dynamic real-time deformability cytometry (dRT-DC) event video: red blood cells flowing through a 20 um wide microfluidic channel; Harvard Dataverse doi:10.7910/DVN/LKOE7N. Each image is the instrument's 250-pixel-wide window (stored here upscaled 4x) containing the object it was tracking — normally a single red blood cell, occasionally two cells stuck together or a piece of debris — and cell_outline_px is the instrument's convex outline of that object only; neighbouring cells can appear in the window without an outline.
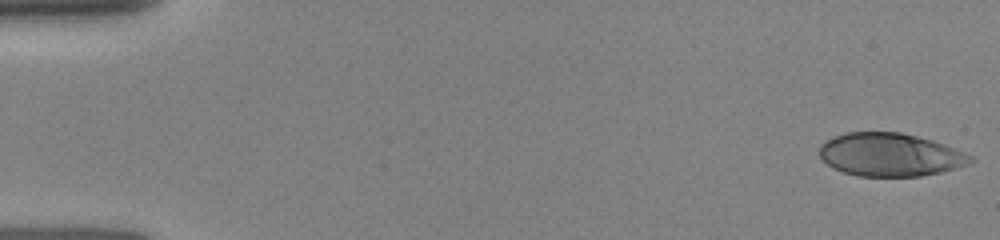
{"species": "human", "species_latin": "Homo sapiens", "temperature_condition": "room temperature", "stored_images_in_passage": 20, "camera_frame_rate_fps": 3000, "um_per_image_px": 0.085, "donor": {"sex": "female"}, "frame": {"image": 1, "passage_image": 1, "time_ms": 0.0, "image_size_px": [1000, 240], "cell_outline_px": [[976, 160], [940, 172], [920, 176], [856, 176], [832, 168], [820, 156], [820, 144], [836, 136], [848, 132], [900, 132], [932, 140], [944, 144], [964, 152], [972, 156]], "centroid_in_image_um": [75.64, 13.15], "position_along_channel_um": 9.4, "area_um2": 37.57}}
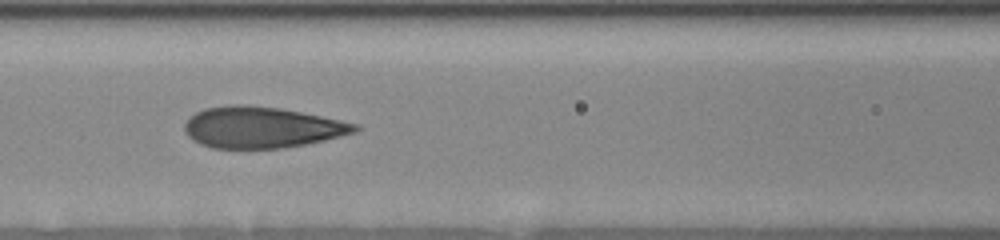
{"frame": {"image": 2, "passage_image": 12, "time_ms": 6.667, "image_size_px": [1000, 240], "cell_outline_px": [[360, 128], [356, 132], [324, 140], [304, 144], [280, 148], [212, 148], [200, 144], [192, 140], [188, 136], [184, 128], [184, 124], [196, 112], [204, 108], [232, 104], [240, 104], [280, 108], [360, 124]], "centroid_in_image_um": [22.23, 10.82], "position_along_channel_um": 144.4, "area_um2": 40.69}}
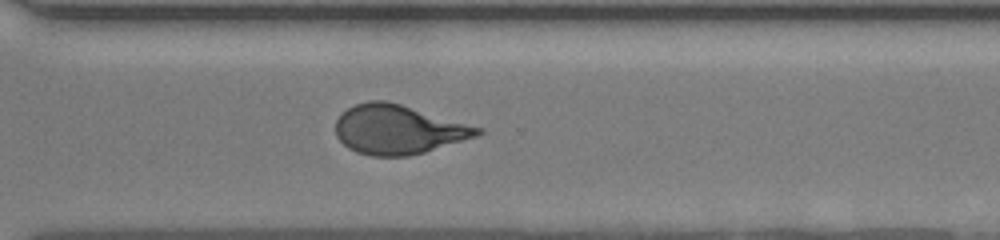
{"frame": {"image": 3, "passage_image": 20, "time_ms": 11.333, "image_size_px": [1000, 240], "cell_outline_px": [[484, 132], [476, 136], [424, 152], [408, 156], [372, 156], [356, 152], [348, 148], [336, 136], [336, 120], [348, 108], [356, 104], [368, 100], [384, 100], [400, 104], [484, 128]], "centroid_in_image_um": [33.84, 11.01], "position_along_channel_um": 336.8, "area_um2": 40.4}}